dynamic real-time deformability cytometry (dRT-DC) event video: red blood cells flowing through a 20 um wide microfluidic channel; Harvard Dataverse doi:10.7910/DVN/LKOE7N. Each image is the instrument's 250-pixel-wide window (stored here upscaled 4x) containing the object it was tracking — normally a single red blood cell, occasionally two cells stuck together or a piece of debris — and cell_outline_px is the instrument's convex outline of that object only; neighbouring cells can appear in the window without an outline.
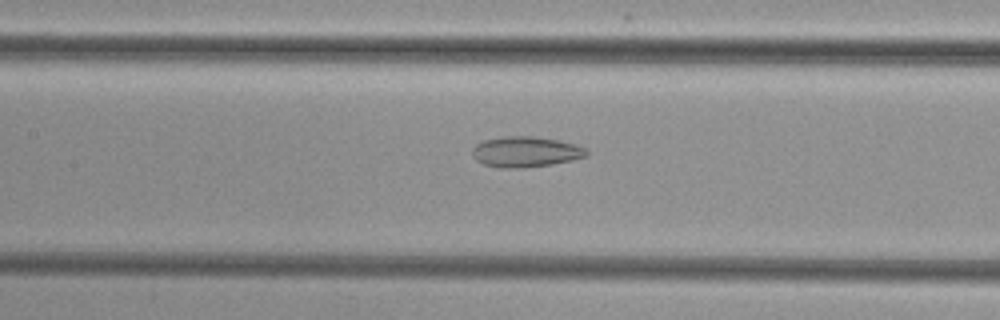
{"species": "common noctule bat (a hibernating species)", "species_latin": "Nyctalus noctula", "temperature_condition": "cold", "stored_images_in_passage": 53, "camera_frame_rate_fps": 3000, "um_per_image_px": 0.085, "animal": {"sex": "female", "body_mass_g": 29.2, "forearm_length_mm": 56.3}, "frame": {"image": 1, "passage_image": 25, "time_ms": 8.0, "image_size_px": [1000, 320], "cell_outline_px": [[588, 156], [572, 160], [548, 164], [520, 168], [496, 168], [484, 164], [476, 160], [472, 156], [472, 148], [476, 144], [484, 140], [504, 136], [536, 136], [556, 140], [572, 144], [584, 148], [588, 152]], "centroid_in_image_um": [44.62, 12.9], "position_along_channel_um": 162.8, "area_um2": 20.23}}
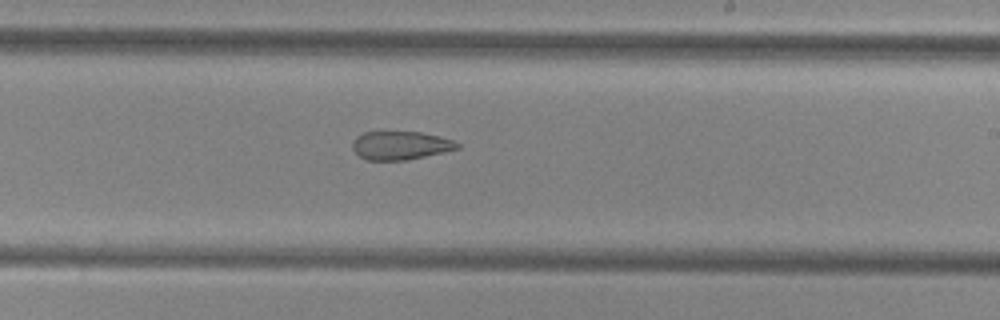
{"frame": {"image": 2, "passage_image": 32, "time_ms": 10.333, "image_size_px": [1000, 320], "cell_outline_px": [[460, 148], [444, 152], [408, 160], [368, 160], [360, 156], [352, 148], [352, 140], [356, 136], [364, 132], [420, 132], [440, 136], [452, 140], [460, 144]], "centroid_in_image_um": [34.04, 12.36], "position_along_channel_um": 255.0, "area_um2": 17.4}}
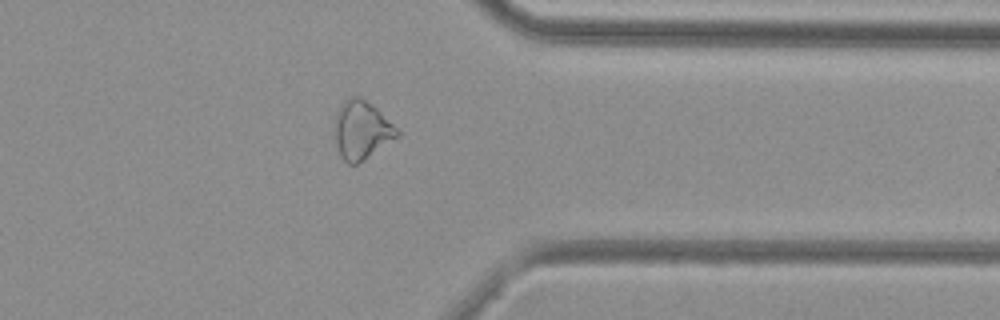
{"frame": {"image": 3, "passage_image": 42, "time_ms": 13.667, "image_size_px": [1000, 320], "cell_outline_px": [[400, 136], [356, 164], [348, 164], [340, 156], [336, 144], [336, 112], [340, 104], [348, 96], [360, 96], [376, 108], [400, 128]], "centroid_in_image_um": [30.77, 11.03], "position_along_channel_um": 380.6, "area_um2": 21.27}}